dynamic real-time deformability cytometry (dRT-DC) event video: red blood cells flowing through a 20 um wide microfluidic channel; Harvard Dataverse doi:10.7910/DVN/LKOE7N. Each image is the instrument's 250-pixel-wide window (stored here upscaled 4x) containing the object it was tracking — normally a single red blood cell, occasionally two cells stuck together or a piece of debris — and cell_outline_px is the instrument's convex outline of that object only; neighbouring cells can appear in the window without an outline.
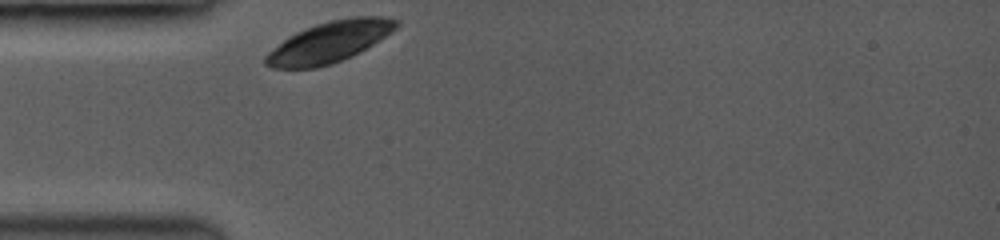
{"species": "common noctule bat (a hibernating species)", "species_latin": "Nyctalus noctula", "temperature_condition": "room temperature", "stored_images_in_passage": 34, "camera_frame_rate_fps": 3500, "um_per_image_px": 0.085, "animal": {"sex": "female", "body_mass_g": 19.0, "forearm_length_mm": 53.3}, "frame": {"image": 1, "passage_image": 1, "time_ms": 0.0, "image_size_px": [1000, 240], "cell_outline_px": [[400, 24], [396, 28], [380, 40], [360, 52], [352, 56], [332, 64], [316, 68], [272, 68], [264, 64], [264, 56], [268, 52], [288, 36], [304, 28], [316, 24], [332, 20], [352, 16], [384, 16], [400, 20]], "centroid_in_image_um": [28.01, 3.56], "position_along_channel_um": 57.0, "area_um2": 31.39}}
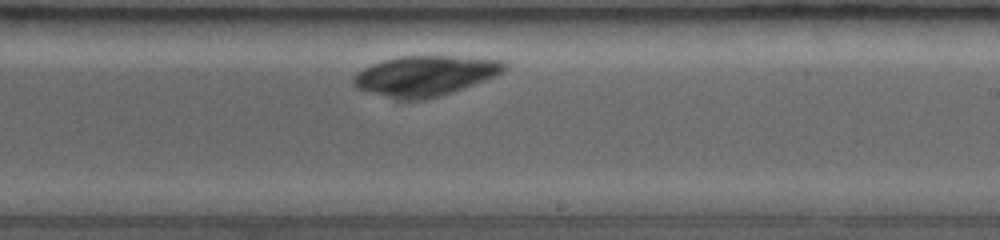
{"frame": {"image": 2, "passage_image": 20, "time_ms": 5.429, "image_size_px": [1000, 240], "cell_outline_px": [[508, 68], [504, 72], [496, 76], [436, 96], [420, 100], [400, 100], [360, 88], [352, 84], [352, 76], [356, 72], [372, 64], [384, 60], [400, 56], [452, 56], [504, 60], [508, 64]], "centroid_in_image_um": [36.16, 6.41], "position_along_channel_um": 252.8, "area_um2": 34.8}}
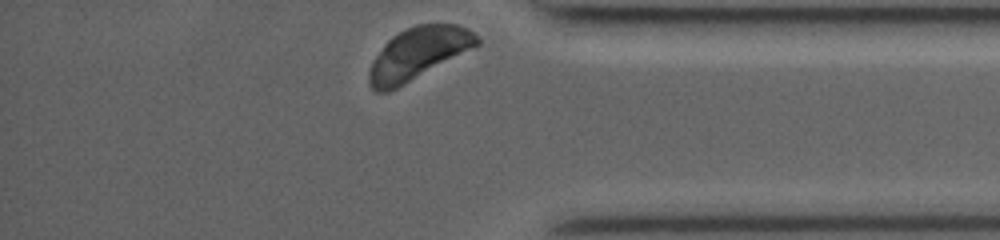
{"frame": {"image": 3, "passage_image": 34, "time_ms": 9.429, "image_size_px": [1000, 240], "cell_outline_px": [[480, 44], [404, 84], [388, 92], [376, 92], [368, 84], [368, 72], [376, 56], [384, 44], [392, 36], [416, 24], [456, 24], [468, 28], [480, 40]], "centroid_in_image_um": [35.52, 4.55], "position_along_channel_um": 399.7, "area_um2": 32.14}}